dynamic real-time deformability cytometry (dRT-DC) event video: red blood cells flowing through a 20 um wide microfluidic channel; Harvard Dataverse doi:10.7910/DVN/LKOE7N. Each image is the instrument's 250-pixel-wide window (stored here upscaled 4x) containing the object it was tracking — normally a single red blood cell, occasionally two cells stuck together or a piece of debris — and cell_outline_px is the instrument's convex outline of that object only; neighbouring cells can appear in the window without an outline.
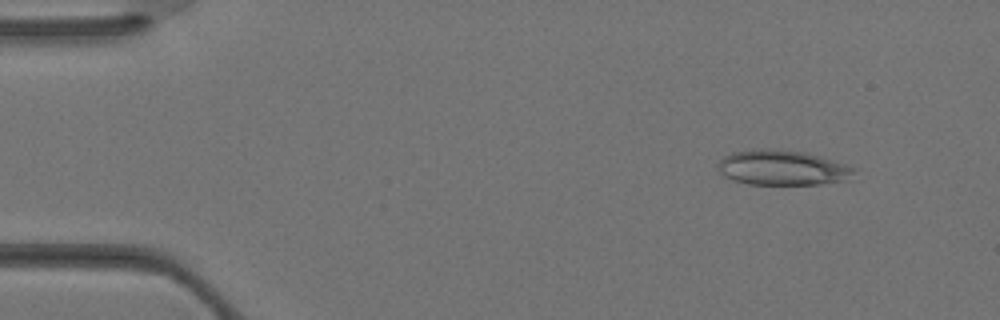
{"species": "Egyptian fruit bat (a non-hibernating species)", "species_latin": "Rousettus aegyptiacus", "temperature_condition": "warm", "stored_images_in_passage": 36, "camera_frame_rate_fps": 3000, "um_per_image_px": 0.085, "animal": {"sex": "female"}, "frame": {"image": 1, "passage_image": 4, "time_ms": 1.0, "image_size_px": [1000, 320], "cell_outline_px": [[860, 180], [820, 184], [748, 184], [732, 180], [724, 176], [716, 168], [716, 164], [724, 156], [732, 152], [760, 148], [768, 148], [808, 152], [856, 168]], "centroid_in_image_um": [66.6, 14.27], "position_along_channel_um": 18.4, "area_um2": 28.67}}
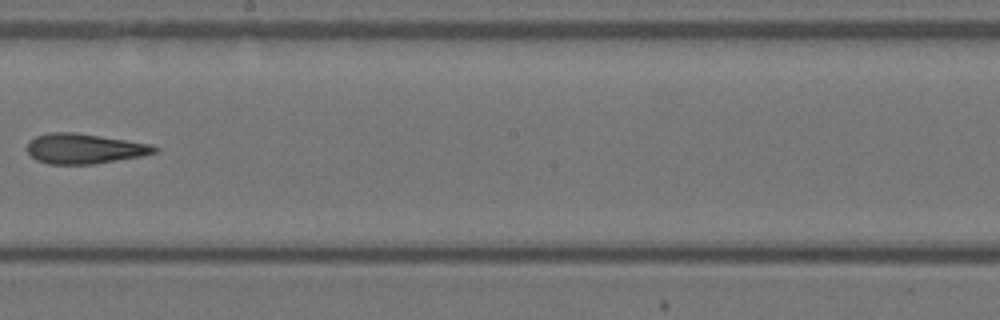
{"frame": {"image": 2, "passage_image": 21, "time_ms": 6.667, "image_size_px": [1000, 320], "cell_outline_px": [[160, 148], [156, 152], [140, 156], [92, 164], [48, 164], [36, 160], [28, 152], [28, 140], [36, 136], [48, 132], [72, 132], [152, 144]], "centroid_in_image_um": [7.14, 12.63], "position_along_channel_um": 241.1, "area_um2": 22.14}}
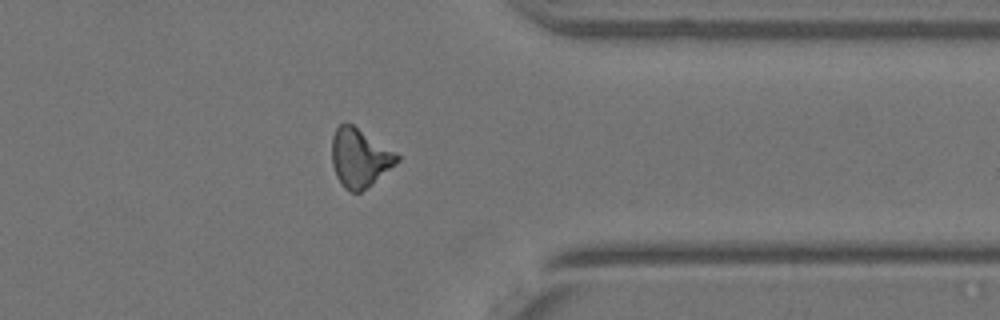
{"frame": {"image": 3, "passage_image": 29, "time_ms": 9.333, "image_size_px": [1000, 320], "cell_outline_px": [[400, 160], [396, 164], [360, 192], [352, 192], [344, 188], [340, 184], [336, 176], [332, 164], [332, 136], [336, 128], [344, 120], [352, 124], [396, 152], [400, 156]], "centroid_in_image_um": [30.55, 13.39], "position_along_channel_um": 380.9, "area_um2": 22.2}}